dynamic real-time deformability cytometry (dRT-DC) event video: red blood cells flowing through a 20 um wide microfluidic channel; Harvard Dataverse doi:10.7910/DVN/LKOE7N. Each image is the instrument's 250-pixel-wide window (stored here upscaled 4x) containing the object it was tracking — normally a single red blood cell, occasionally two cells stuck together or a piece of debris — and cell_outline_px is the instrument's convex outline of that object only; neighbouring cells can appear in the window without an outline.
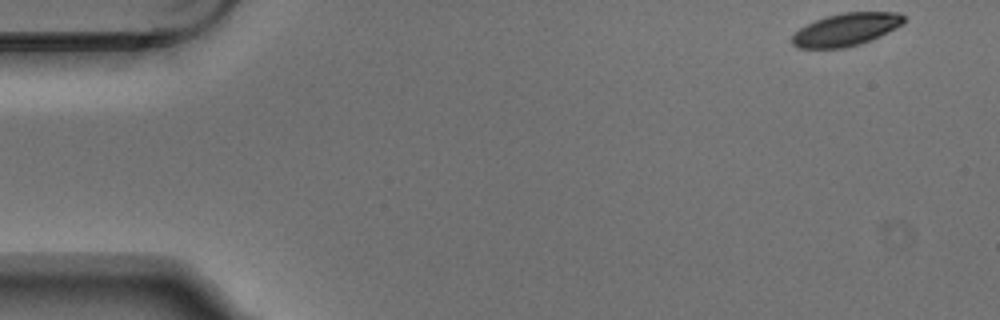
{"species": "Egyptian fruit bat (a non-hibernating species)", "species_latin": "Rousettus aegyptiacus", "temperature_condition": "warm", "stored_images_in_passage": 6, "camera_frame_rate_fps": 3000, "um_per_image_px": 0.085, "animal": {"sex": "male"}, "frame": {"image": 1, "passage_image": 1, "time_ms": 0.0, "image_size_px": [1000, 320], "cell_outline_px": [[904, 24], [880, 36], [860, 44], [844, 48], [796, 48], [792, 44], [792, 36], [800, 28], [816, 20], [828, 16], [844, 12], [900, 12], [904, 16]], "centroid_in_image_um": [71.94, 2.51], "position_along_channel_um": 13.1, "area_um2": 21.21}}
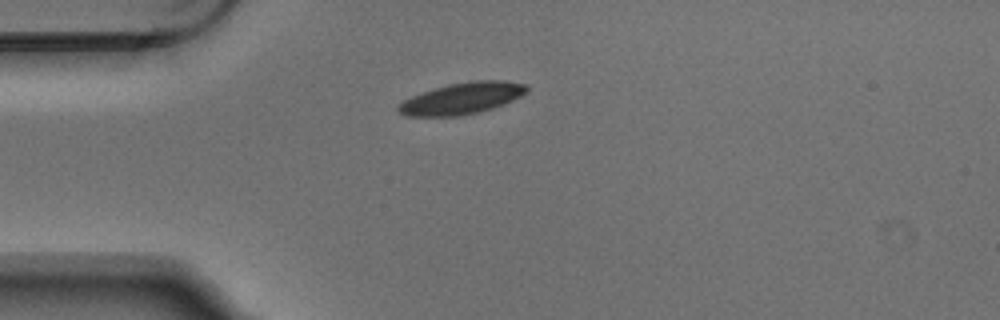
{"frame": {"image": 2, "passage_image": 4, "time_ms": 1.0, "image_size_px": [1000, 320], "cell_outline_px": [[528, 88], [520, 96], [512, 100], [492, 108], [476, 112], [456, 116], [408, 116], [400, 112], [396, 108], [404, 100], [412, 96], [448, 84], [472, 80], [504, 80], [528, 84]], "centroid_in_image_um": [39.28, 8.34], "position_along_channel_um": 45.7, "area_um2": 23.18}}
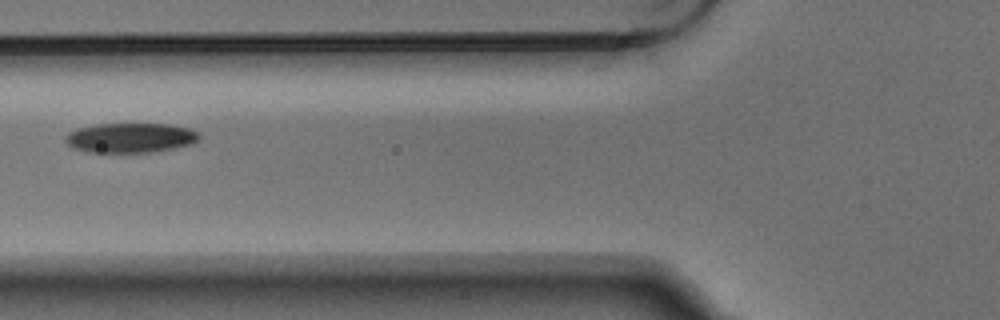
{"frame": {"image": 3, "passage_image": 6, "time_ms": 1.667, "image_size_px": [1000, 320], "cell_outline_px": [[200, 140], [192, 144], [152, 152], [88, 152], [72, 148], [64, 140], [64, 136], [68, 132], [76, 128], [96, 124], [168, 124], [188, 128], [200, 132]], "centroid_in_image_um": [11.07, 11.71], "position_along_channel_um": 114.7, "area_um2": 23.35}}